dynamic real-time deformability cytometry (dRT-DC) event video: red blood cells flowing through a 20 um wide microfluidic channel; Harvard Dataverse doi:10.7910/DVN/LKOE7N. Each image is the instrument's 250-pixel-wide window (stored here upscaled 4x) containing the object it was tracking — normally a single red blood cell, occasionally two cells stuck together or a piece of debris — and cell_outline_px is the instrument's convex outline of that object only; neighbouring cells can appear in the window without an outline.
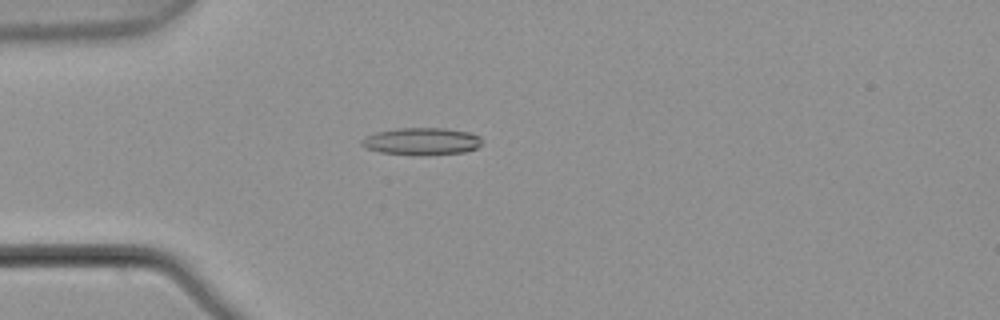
{"species": "common noctule bat (a hibernating species)", "species_latin": "Nyctalus noctula", "temperature_condition": "warm", "stored_images_in_passage": 5, "camera_frame_rate_fps": 3000, "um_per_image_px": 0.085, "animal": {"sex": "male", "body_mass_g": 21.5, "forearm_length_mm": 52.0}, "frame": {"image": 1, "passage_image": 4, "time_ms": 1.0, "image_size_px": [1000, 320], "cell_outline_px": [[484, 140], [476, 148], [464, 152], [428, 156], [420, 156], [380, 152], [364, 148], [360, 144], [360, 140], [364, 136], [376, 132], [396, 128], [444, 128], [468, 132], [480, 136]], "centroid_in_image_um": [35.81, 12.02], "position_along_channel_um": 49.2, "area_um2": 19.54}}